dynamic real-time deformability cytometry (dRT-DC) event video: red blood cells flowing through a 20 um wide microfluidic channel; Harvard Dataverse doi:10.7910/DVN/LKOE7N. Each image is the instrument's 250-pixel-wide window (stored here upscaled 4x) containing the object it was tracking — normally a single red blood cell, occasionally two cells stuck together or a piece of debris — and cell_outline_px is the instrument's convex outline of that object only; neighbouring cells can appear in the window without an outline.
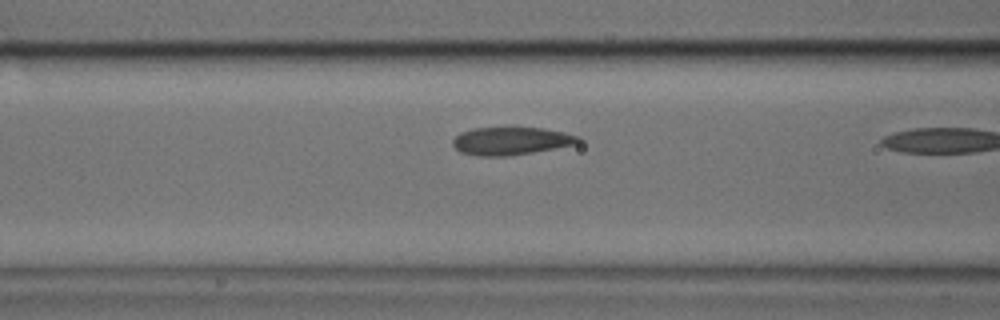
{"species": "common noctule bat (a hibernating species)", "species_latin": "Nyctalus noctula", "temperature_condition": "cold", "stored_images_in_passage": 11, "camera_frame_rate_fps": 3000, "um_per_image_px": 0.085, "animal": {"sex": "male", "body_mass_g": 17.9, "forearm_length_mm": 54.2}, "frame": {"image": 1, "passage_image": 10, "time_ms": 3.0, "image_size_px": [1000, 320], "cell_outline_px": [[584, 140], [580, 144], [508, 156], [480, 156], [460, 152], [452, 144], [452, 140], [460, 132], [476, 128], [544, 128], [564, 132], [580, 136]], "centroid_in_image_um": [43.5, 11.98], "position_along_channel_um": 123.1, "area_um2": 20.46}}